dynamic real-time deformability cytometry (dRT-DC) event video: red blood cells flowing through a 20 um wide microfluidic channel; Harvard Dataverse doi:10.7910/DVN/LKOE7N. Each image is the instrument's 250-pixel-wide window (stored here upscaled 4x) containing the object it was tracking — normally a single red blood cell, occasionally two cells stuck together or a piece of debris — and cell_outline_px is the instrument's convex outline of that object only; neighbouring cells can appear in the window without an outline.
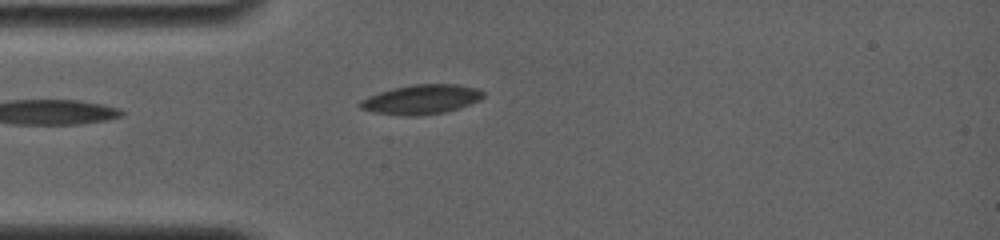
{"species": "common noctule bat (a hibernating species)", "species_latin": "Nyctalus noctula", "temperature_condition": "room temperature", "stored_images_in_passage": 2, "camera_frame_rate_fps": 4000, "um_per_image_px": 0.085, "animal": {"sex": "female", "body_mass_g": 19.0, "forearm_length_mm": 56.7}, "frame": {"image": 1, "passage_image": 2, "time_ms": 0.75, "image_size_px": [1000, 240], "cell_outline_px": [[484, 96], [480, 100], [460, 108], [444, 112], [420, 116], [408, 116], [372, 112], [360, 108], [356, 104], [360, 100], [368, 96], [392, 88], [412, 84], [456, 84], [476, 88], [484, 92]], "centroid_in_image_um": [35.79, 8.45], "position_along_channel_um": 49.2, "area_um2": 21.33}}